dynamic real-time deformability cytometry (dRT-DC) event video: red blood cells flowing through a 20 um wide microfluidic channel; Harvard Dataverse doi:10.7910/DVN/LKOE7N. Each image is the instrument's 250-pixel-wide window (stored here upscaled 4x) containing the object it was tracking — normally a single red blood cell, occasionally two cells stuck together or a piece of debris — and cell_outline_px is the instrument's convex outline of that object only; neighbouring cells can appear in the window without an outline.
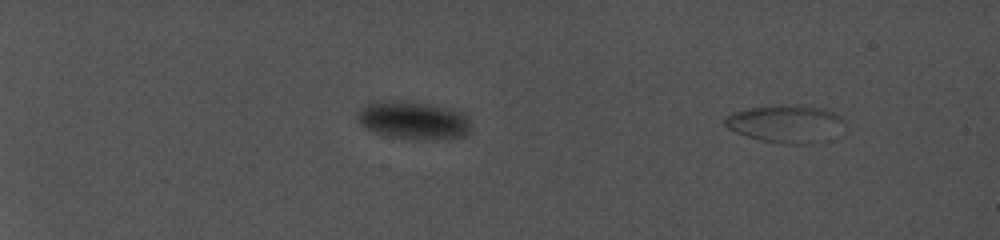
{"species": "common noctule bat (a hibernating species)", "species_latin": "Nyctalus noctula", "temperature_condition": "cold", "stored_images_in_passage": 10, "camera_frame_rate_fps": 5000, "um_per_image_px": 0.085, "animal": {"sex": "female", "body_mass_g": 19.0, "forearm_length_mm": 56.7}, "frame": {"image": 1, "passage_image": 2, "time_ms": 0.8, "image_size_px": [1000, 240], "cell_outline_px": [[844, 120], [804, 144], [780, 144], [760, 140], [736, 132], [728, 128], [724, 124], [724, 120], [732, 112], [748, 108], [776, 104], [804, 104], [824, 108], [836, 112]], "centroid_in_image_um": [66.56, 10.43], "position_along_channel_um": 18.4, "area_um2": 24.91}}